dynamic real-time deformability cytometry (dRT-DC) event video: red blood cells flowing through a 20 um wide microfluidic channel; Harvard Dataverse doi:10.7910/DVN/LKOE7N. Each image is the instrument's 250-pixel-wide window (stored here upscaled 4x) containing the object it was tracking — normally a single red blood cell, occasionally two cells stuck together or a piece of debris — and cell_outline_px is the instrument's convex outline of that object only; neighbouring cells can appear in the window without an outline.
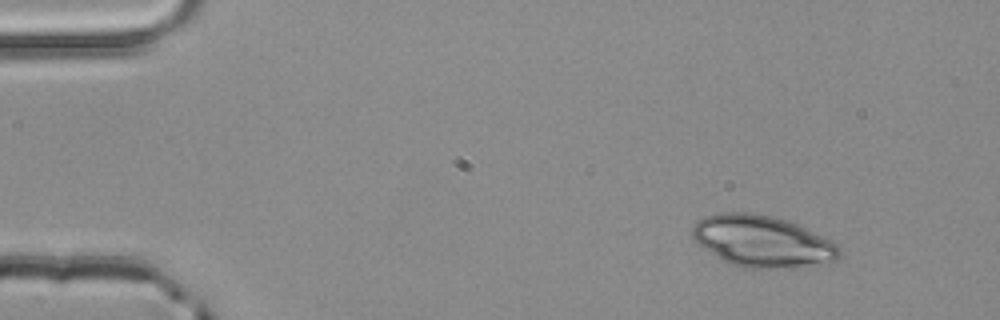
{"species": "common noctule bat (a hibernating species)", "species_latin": "Nyctalus noctula", "temperature_condition": "room temperature", "stored_images_in_passage": 3, "camera_frame_rate_fps": 3000, "um_per_image_px": 0.085, "animal": {"sex": "male", "body_mass_g": 20.4}, "frame": {"image": 1, "passage_image": 1, "time_ms": 0.0, "image_size_px": [1000, 320], "cell_outline_px": [[840, 256], [836, 260], [804, 268], [744, 268], [732, 264], [716, 256], [692, 240], [692, 228], [696, 220], [704, 216], [716, 212], [752, 212], [772, 216], [788, 220], [832, 240], [840, 248]], "centroid_in_image_um": [64.79, 20.5], "position_along_channel_um": 20.2, "area_um2": 44.68}}
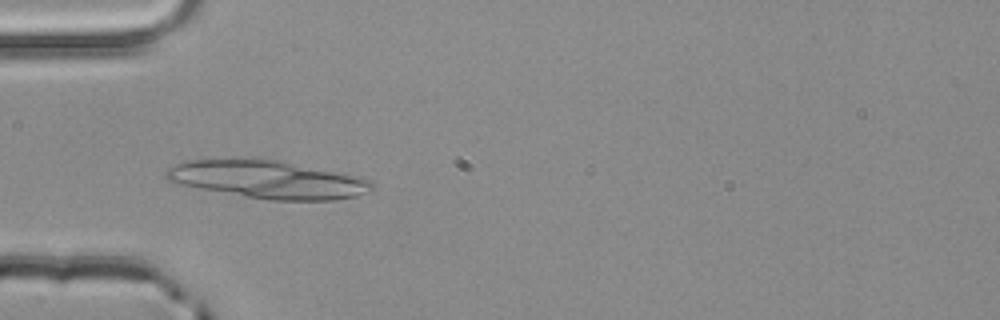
{"frame": {"image": 2, "passage_image": 3, "time_ms": 0.667, "image_size_px": [1000, 320], "cell_outline_px": [[372, 188], [368, 192], [356, 196], [332, 200], [272, 200], [244, 196], [200, 188], [180, 184], [168, 180], [164, 176], [164, 172], [168, 168], [176, 164], [188, 160], [232, 156], [268, 156], [360, 176], [372, 180]], "centroid_in_image_um": [22.75, 15.18], "position_along_channel_um": 62.2, "area_um2": 47.11}}